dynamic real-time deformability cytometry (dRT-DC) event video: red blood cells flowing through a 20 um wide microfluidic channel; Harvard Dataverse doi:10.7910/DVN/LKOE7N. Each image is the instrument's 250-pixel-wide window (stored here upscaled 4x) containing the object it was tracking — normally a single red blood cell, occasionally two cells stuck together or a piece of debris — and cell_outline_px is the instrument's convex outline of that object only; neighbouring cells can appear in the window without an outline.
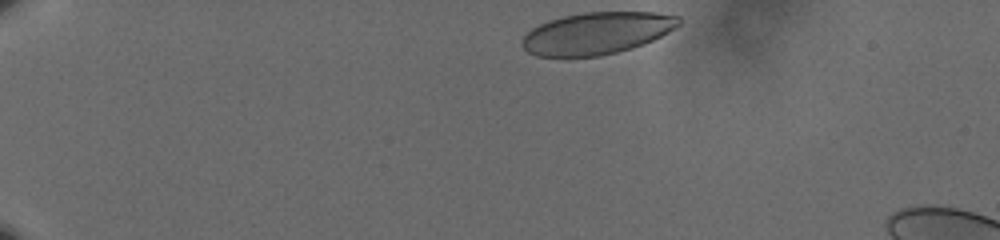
{"species": "human", "species_latin": "Homo sapiens", "temperature_condition": "cold", "stored_images_in_passage": 41, "camera_frame_rate_fps": 3000, "um_per_image_px": 0.085, "donor": {"sex": "male"}, "frame": {"image": 1, "passage_image": 1, "time_ms": 0.0, "image_size_px": [1000, 240], "cell_outline_px": [[680, 24], [676, 28], [644, 44], [632, 48], [600, 56], [536, 56], [528, 52], [520, 44], [520, 40], [532, 28], [548, 20], [564, 16], [584, 12], [652, 12], [680, 16]], "centroid_in_image_um": [50.72, 2.82], "position_along_channel_um": 34.3, "area_um2": 38.32}}
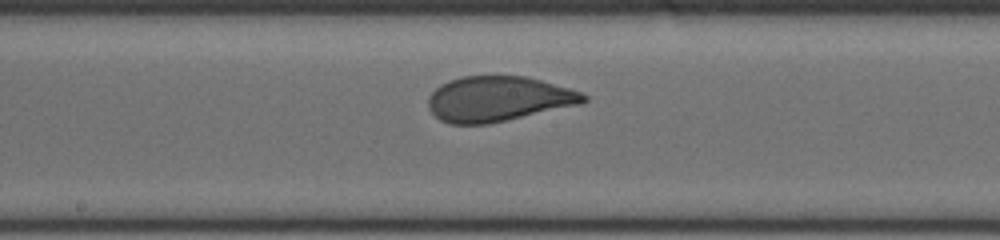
{"frame": {"image": 2, "passage_image": 23, "time_ms": 7.333, "image_size_px": [1000, 240], "cell_outline_px": [[588, 100], [580, 104], [488, 124], [448, 124], [440, 120], [428, 108], [428, 96], [440, 84], [448, 80], [464, 76], [524, 76], [540, 80], [568, 88], [580, 92], [588, 96]], "centroid_in_image_um": [42.31, 8.41], "position_along_channel_um": 205.9, "area_um2": 40.69}}
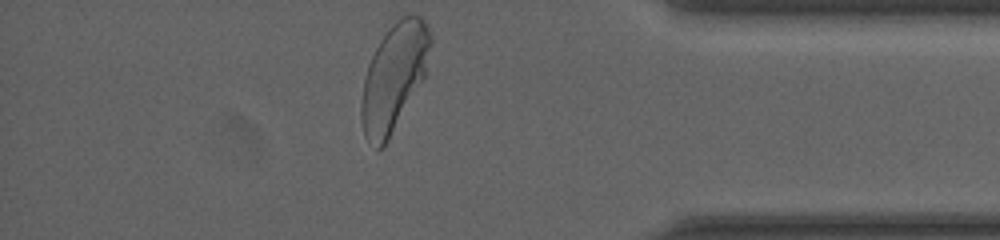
{"frame": {"image": 3, "passage_image": 41, "time_ms": 13.333, "image_size_px": [1000, 240], "cell_outline_px": [[432, 44], [424, 76], [388, 140], [380, 148], [376, 148], [364, 136], [360, 116], [360, 104], [364, 80], [368, 64], [380, 40], [388, 28], [400, 16], [420, 16], [424, 20], [432, 36]], "centroid_in_image_um": [33.47, 6.53], "position_along_channel_um": 401.7, "area_um2": 42.54}, "authors_computed_cell_mechanics": {"area_um2": 40.9802, "velocity_mm_per_s": 3.5846, "shape_relaxation_time_tau1_ms": 4.1427, "shape_relaxation_time_tau2_ms": null, "deformation_change_tau1": 0.1512, "deformation_change_tau2": null}}